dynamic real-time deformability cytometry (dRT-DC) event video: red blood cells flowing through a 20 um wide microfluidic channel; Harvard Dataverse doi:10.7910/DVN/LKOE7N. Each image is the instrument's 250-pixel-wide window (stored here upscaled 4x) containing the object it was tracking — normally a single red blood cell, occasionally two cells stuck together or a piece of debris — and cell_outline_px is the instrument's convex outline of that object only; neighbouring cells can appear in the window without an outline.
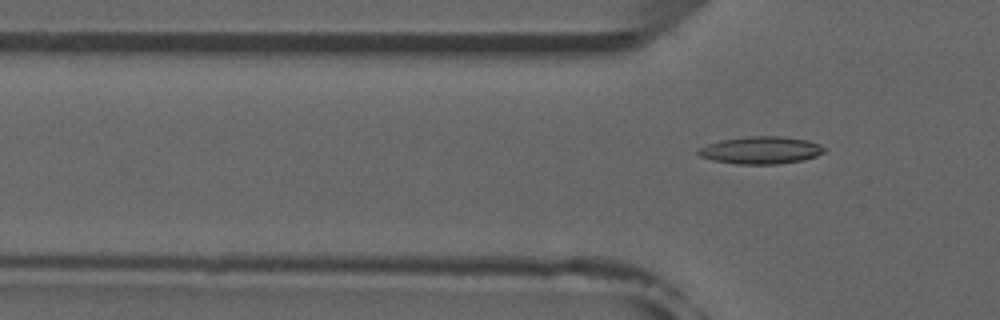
{"species": "common noctule bat (a hibernating species)", "species_latin": "Nyctalus noctula", "temperature_condition": "room temperature", "stored_images_in_passage": 4, "camera_frame_rate_fps": 3000, "um_per_image_px": 0.085, "animal": {"sex": "male", "forearm_length_mm": 52.5}, "frame": {"image": 1, "passage_image": 3, "time_ms": 3.0, "image_size_px": [1000, 320], "cell_outline_px": [[824, 152], [816, 156], [804, 160], [780, 164], [736, 164], [712, 160], [700, 156], [696, 152], [696, 148], [720, 140], [748, 136], [780, 136], [808, 140], [820, 144], [824, 148]], "centroid_in_image_um": [64.65, 12.77], "position_along_channel_um": 61.2, "area_um2": 20.29}}
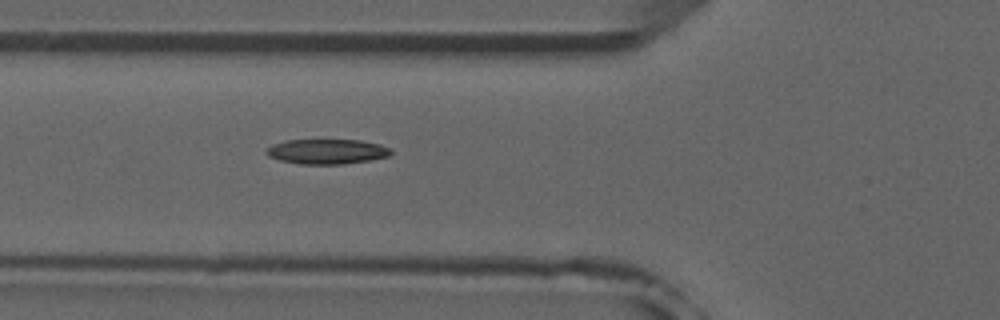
{"frame": {"image": 2, "passage_image": 4, "time_ms": 4.0, "image_size_px": [1000, 320], "cell_outline_px": [[392, 156], [368, 160], [340, 164], [300, 164], [280, 160], [268, 156], [264, 152], [272, 144], [288, 140], [360, 140], [380, 144], [392, 148]], "centroid_in_image_um": [27.82, 12.88], "position_along_channel_um": 98.0, "area_um2": 18.15}}